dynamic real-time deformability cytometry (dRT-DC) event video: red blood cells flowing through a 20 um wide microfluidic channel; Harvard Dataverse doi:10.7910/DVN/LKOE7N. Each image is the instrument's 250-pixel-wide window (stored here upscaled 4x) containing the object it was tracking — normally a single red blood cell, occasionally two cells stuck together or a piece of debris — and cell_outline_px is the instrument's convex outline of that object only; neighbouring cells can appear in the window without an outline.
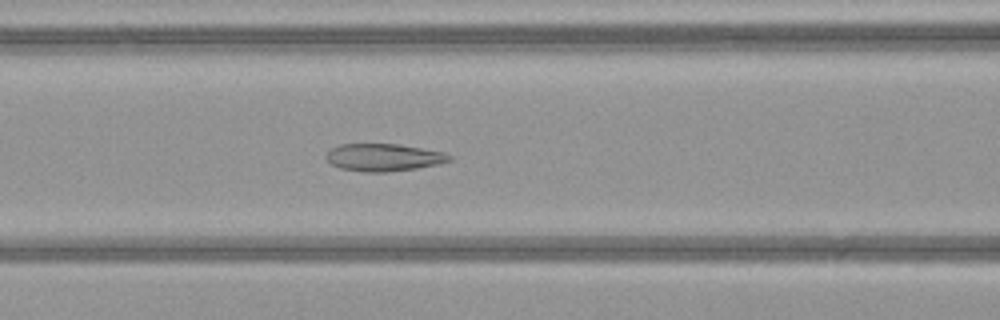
{"species": "common noctule bat (a hibernating species)", "species_latin": "Nyctalus noctula", "temperature_condition": "warm", "stored_images_in_passage": 34, "camera_frame_rate_fps": 3000, "um_per_image_px": 0.085, "animal": {"sex": "female", "body_mass_g": 21.9}, "frame": {"image": 1, "passage_image": 5, "time_ms": 1.333, "image_size_px": [1000, 320], "cell_outline_px": [[452, 160], [440, 164], [416, 168], [388, 172], [364, 172], [340, 168], [332, 164], [324, 156], [332, 148], [340, 144], [396, 144], [444, 152], [452, 156]], "centroid_in_image_um": [32.62, 13.38], "position_along_channel_um": 134.0, "area_um2": 19.65}}
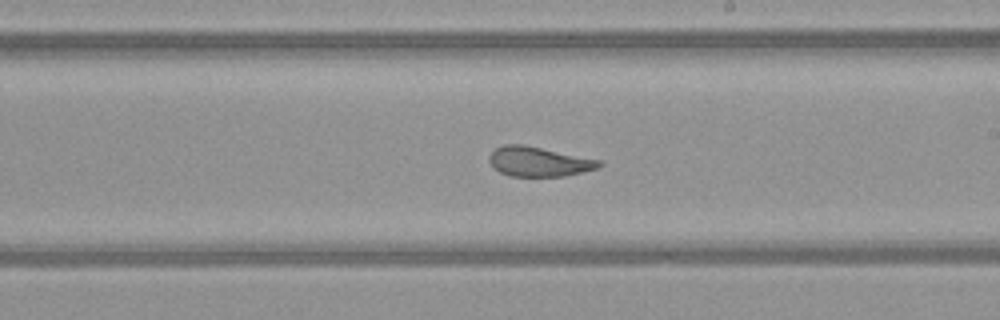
{"frame": {"image": 2, "passage_image": 13, "time_ms": 4.0, "image_size_px": [1000, 320], "cell_outline_px": [[604, 164], [596, 168], [564, 176], [508, 176], [492, 168], [488, 160], [488, 156], [496, 148], [504, 144], [524, 144], [600, 160]], "centroid_in_image_um": [45.74, 13.73], "position_along_channel_um": 243.3, "area_um2": 19.02}}
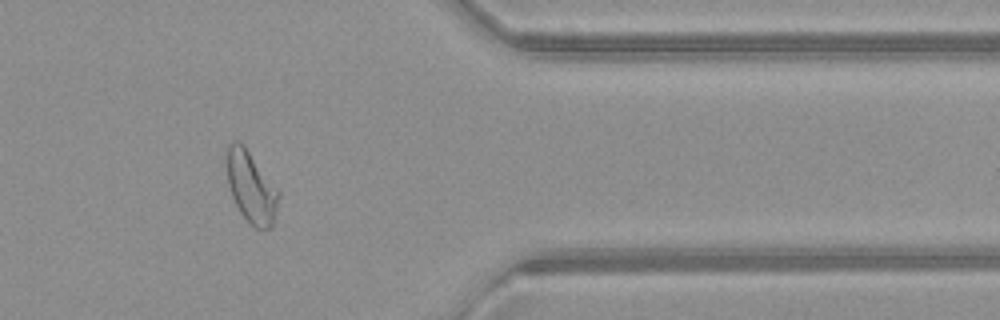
{"frame": {"image": 3, "passage_image": 25, "time_ms": 8.0, "image_size_px": [1000, 320], "cell_outline_px": [[280, 196], [276, 212], [272, 224], [268, 228], [256, 228], [248, 224], [240, 212], [232, 196], [228, 184], [224, 156], [228, 144], [232, 140], [240, 140], [244, 144], [280, 192]], "centroid_in_image_um": [21.3, 15.84], "position_along_channel_um": 390.1, "area_um2": 22.02}}